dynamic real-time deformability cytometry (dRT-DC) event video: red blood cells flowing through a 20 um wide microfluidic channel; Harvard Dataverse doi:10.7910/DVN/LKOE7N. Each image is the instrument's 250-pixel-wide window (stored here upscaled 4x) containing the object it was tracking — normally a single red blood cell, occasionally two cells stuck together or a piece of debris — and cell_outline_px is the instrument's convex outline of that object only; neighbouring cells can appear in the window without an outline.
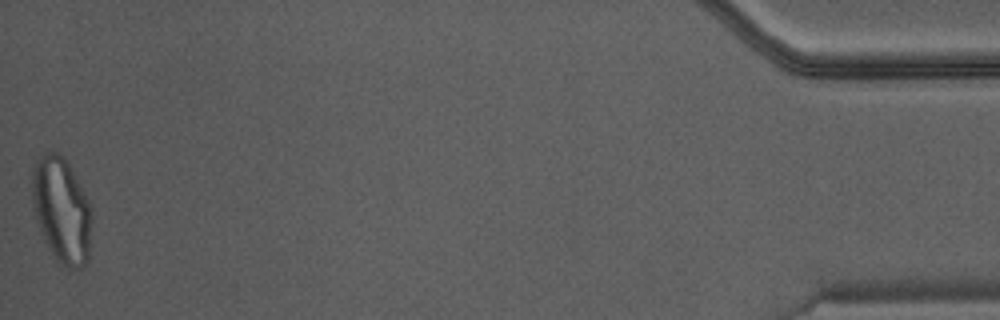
{"species": "Egyptian fruit bat (a non-hibernating species)", "species_latin": "Rousettus aegyptiacus", "temperature_condition": "warm", "stored_images_in_passage": 45, "camera_frame_rate_fps": 3000, "um_per_image_px": 0.085, "animal": {"sex": "male"}, "frame": {"image": 1, "passage_image": 45, "time_ms": 14.667, "image_size_px": [1000, 320], "cell_outline_px": [[92, 216], [88, 260], [80, 268], [64, 268], [52, 256], [44, 240], [32, 204], [32, 168], [48, 152], [56, 152], [68, 164], [84, 192], [92, 208]], "centroid_in_image_um": [5.25, 17.94], "position_along_channel_um": 430.0, "area_um2": 36.3}}